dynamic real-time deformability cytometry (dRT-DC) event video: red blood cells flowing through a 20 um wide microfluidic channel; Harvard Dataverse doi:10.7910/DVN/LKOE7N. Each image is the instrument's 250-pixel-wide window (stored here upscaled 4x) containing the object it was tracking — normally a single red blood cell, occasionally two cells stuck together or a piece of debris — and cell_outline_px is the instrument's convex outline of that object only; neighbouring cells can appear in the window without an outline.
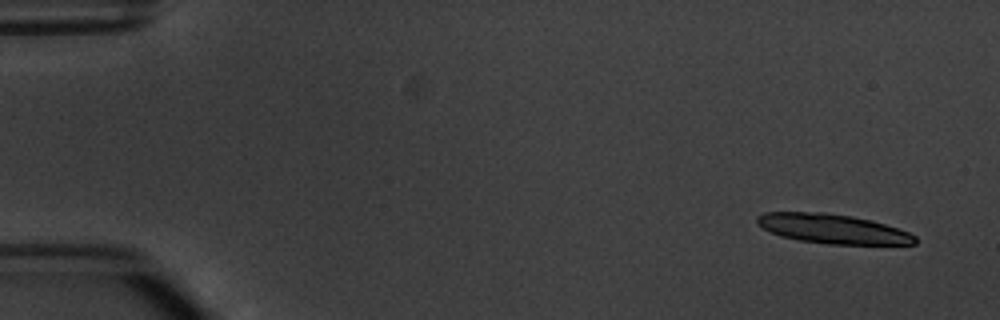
{"species": "common noctule bat (a hibernating species)", "species_latin": "Nyctalus noctula", "temperature_condition": "warm", "stored_images_in_passage": 4, "camera_frame_rate_fps": 3000, "um_per_image_px": 0.085, "animal": {"sex": "male", "body_mass_g": 20.1, "forearm_length_mm": 53.5}, "frame": {"image": 1, "passage_image": 1, "time_ms": 0.0, "image_size_px": [1000, 320], "cell_outline_px": [[916, 244], [828, 244], [800, 240], [780, 236], [764, 228], [756, 220], [756, 216], [764, 212], [824, 212], [852, 216], [872, 220], [908, 232], [916, 236]], "centroid_in_image_um": [70.77, 19.44], "position_along_channel_um": 14.2, "area_um2": 26.88}}